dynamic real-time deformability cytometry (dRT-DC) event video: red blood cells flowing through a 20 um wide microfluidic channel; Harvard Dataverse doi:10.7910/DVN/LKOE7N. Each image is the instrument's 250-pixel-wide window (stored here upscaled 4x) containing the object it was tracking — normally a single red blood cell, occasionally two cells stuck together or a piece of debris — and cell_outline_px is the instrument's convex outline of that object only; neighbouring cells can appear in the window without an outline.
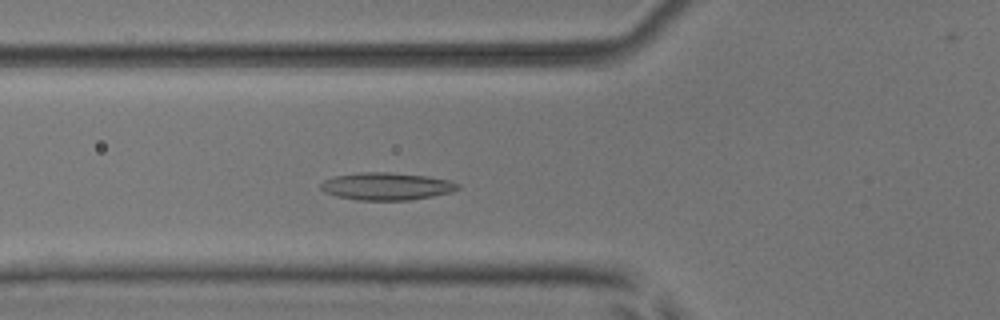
{"species": "common noctule bat (a hibernating species)", "species_latin": "Nyctalus noctula", "temperature_condition": "room temperature", "stored_images_in_passage": 49, "camera_frame_rate_fps": 3000, "um_per_image_px": 0.085, "animal": {"sex": "male", "body_mass_g": 17.9, "forearm_length_mm": 54.2}, "frame": {"image": 1, "passage_image": 16, "time_ms": 5.0, "image_size_px": [1000, 320], "cell_outline_px": [[460, 188], [452, 192], [432, 196], [408, 200], [356, 200], [336, 196], [324, 192], [320, 188], [320, 184], [324, 180], [336, 176], [360, 172], [388, 172], [428, 176], [448, 180], [460, 184]], "centroid_in_image_um": [32.85, 15.83], "position_along_channel_um": 92.9, "area_um2": 21.96}}
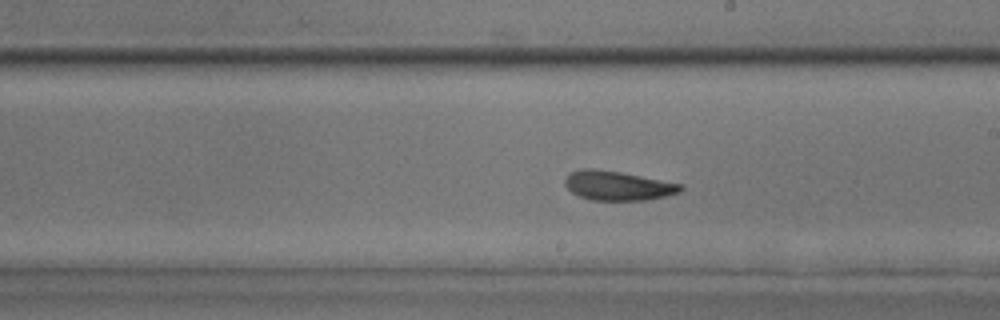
{"frame": {"image": 2, "passage_image": 27, "time_ms": 8.667, "image_size_px": [1000, 320], "cell_outline_px": [[684, 188], [680, 192], [648, 200], [592, 200], [580, 196], [572, 192], [564, 184], [564, 180], [568, 172], [584, 168], [592, 168], [620, 172], [684, 184]], "centroid_in_image_um": [52.51, 15.77], "position_along_channel_um": 236.5, "area_um2": 19.83}}
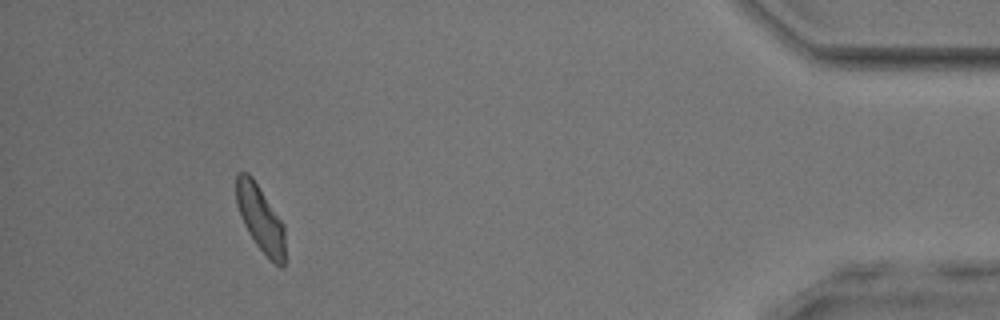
{"frame": {"image": 3, "passage_image": 45, "time_ms": 14.667, "image_size_px": [1000, 320], "cell_outline_px": [[284, 268], [280, 268], [256, 244], [248, 232], [240, 216], [236, 204], [236, 172], [248, 172], [252, 176], [284, 224]], "centroid_in_image_um": [22.12, 18.53], "position_along_channel_um": 413.1, "area_um2": 18.73}, "authors_computed_cell_mechanics": {"area_um2": 19.7098, "velocity_mm_per_s": 3.934, "shape_relaxation_time_tau1_ms": 5.1001, "shape_relaxation_time_tau2_ms": 2.1128, "deformation_change_tau1": 0.1044, "deformation_change_tau2": 0.0874}}